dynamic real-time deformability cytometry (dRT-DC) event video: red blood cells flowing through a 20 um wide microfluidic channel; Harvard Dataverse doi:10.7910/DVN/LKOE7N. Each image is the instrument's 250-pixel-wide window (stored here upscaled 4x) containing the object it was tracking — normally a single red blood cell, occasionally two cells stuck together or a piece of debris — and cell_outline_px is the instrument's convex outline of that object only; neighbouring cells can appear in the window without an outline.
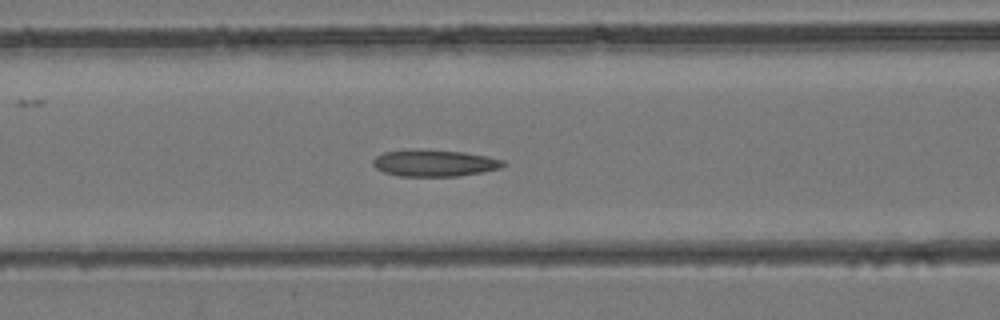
{"species": "common noctule bat (a hibernating species)", "species_latin": "Nyctalus noctula", "temperature_condition": "room temperature", "stored_images_in_passage": 34, "camera_frame_rate_fps": 3000, "um_per_image_px": 0.085, "animal": {"sex": "female", "body_mass_g": 24.6, "forearm_length_mm": 56.2}, "frame": {"image": 1, "passage_image": 9, "time_ms": 2.667, "image_size_px": [1000, 320], "cell_outline_px": [[508, 164], [500, 168], [460, 176], [400, 176], [384, 172], [376, 168], [372, 164], [372, 160], [376, 156], [384, 152], [412, 148], [428, 148], [464, 152], [488, 156], [504, 160]], "centroid_in_image_um": [36.92, 13.83], "position_along_channel_um": 129.7, "area_um2": 20.75}}
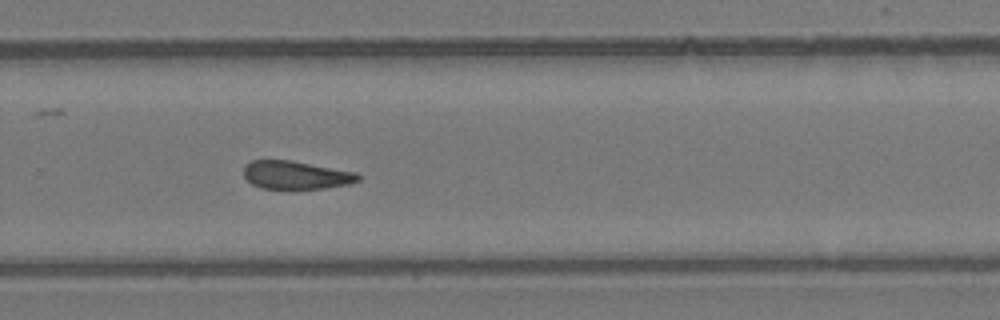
{"frame": {"image": 2, "passage_image": 20, "time_ms": 6.333, "image_size_px": [1000, 320], "cell_outline_px": [[360, 180], [348, 184], [324, 188], [260, 188], [252, 184], [244, 176], [244, 164], [252, 160], [292, 160], [356, 172], [360, 176]], "centroid_in_image_um": [25.14, 14.86], "position_along_channel_um": 304.7, "area_um2": 18.73}}
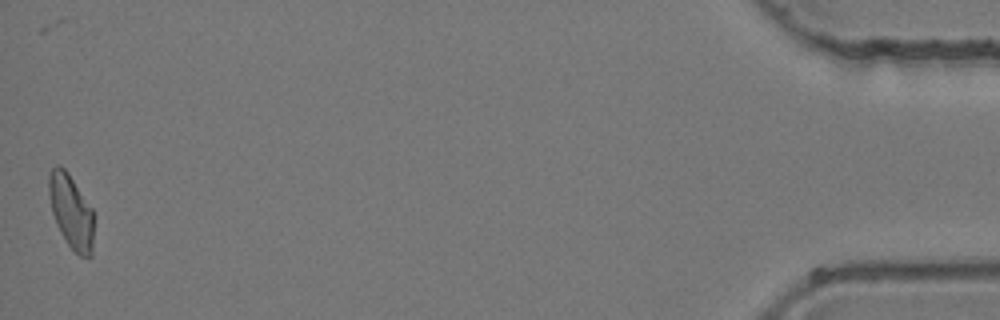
{"frame": {"image": 3, "passage_image": 34, "time_ms": 11.0, "image_size_px": [1000, 320], "cell_outline_px": [[92, 256], [80, 256], [68, 244], [60, 232], [56, 224], [52, 212], [48, 192], [48, 176], [52, 168], [56, 164], [60, 164], [68, 172], [92, 208]], "centroid_in_image_um": [6.01, 17.93], "position_along_channel_um": 429.2, "area_um2": 19.19}}